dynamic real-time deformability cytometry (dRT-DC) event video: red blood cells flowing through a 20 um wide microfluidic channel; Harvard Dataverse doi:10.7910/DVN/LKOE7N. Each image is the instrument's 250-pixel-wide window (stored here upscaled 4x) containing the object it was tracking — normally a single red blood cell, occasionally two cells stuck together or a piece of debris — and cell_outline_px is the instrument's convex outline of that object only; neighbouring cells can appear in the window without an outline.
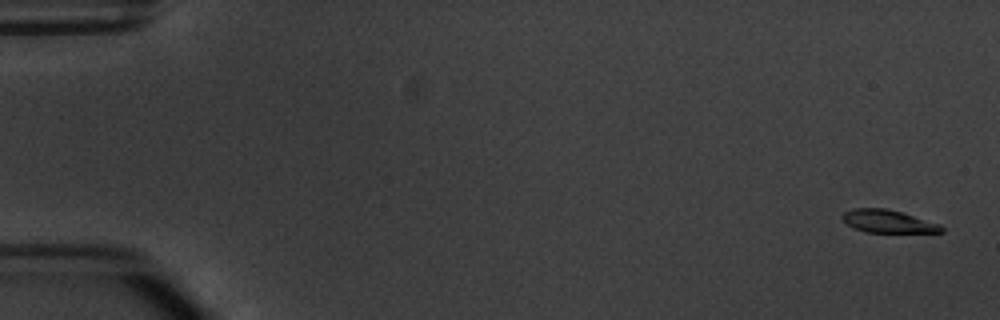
{"species": "common noctule bat (a hibernating species)", "species_latin": "Nyctalus noctula", "temperature_condition": "warm", "stored_images_in_passage": 6, "camera_frame_rate_fps": 3000, "um_per_image_px": 0.085, "animal": {"sex": "male", "body_mass_g": 20.1, "forearm_length_mm": 53.5}, "frame": {"image": 1, "passage_image": 1, "time_ms": 0.0, "image_size_px": [1000, 320], "cell_outline_px": [[944, 232], [864, 232], [852, 228], [840, 216], [844, 212], [852, 208], [884, 208], [900, 212], [940, 224], [944, 228]], "centroid_in_image_um": [75.44, 18.82], "position_along_channel_um": 9.6, "area_um2": 13.06}}
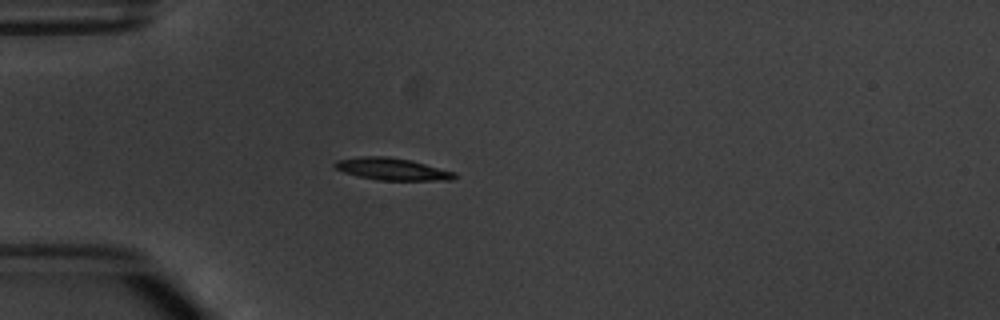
{"frame": {"image": 2, "passage_image": 4, "time_ms": 4.667, "image_size_px": [1000, 320], "cell_outline_px": [[456, 176], [452, 180], [376, 180], [356, 176], [344, 172], [336, 168], [332, 164], [336, 160], [360, 156], [388, 156], [412, 160], [456, 172]], "centroid_in_image_um": [33.31, 14.36], "position_along_channel_um": 51.7, "area_um2": 15.61}}